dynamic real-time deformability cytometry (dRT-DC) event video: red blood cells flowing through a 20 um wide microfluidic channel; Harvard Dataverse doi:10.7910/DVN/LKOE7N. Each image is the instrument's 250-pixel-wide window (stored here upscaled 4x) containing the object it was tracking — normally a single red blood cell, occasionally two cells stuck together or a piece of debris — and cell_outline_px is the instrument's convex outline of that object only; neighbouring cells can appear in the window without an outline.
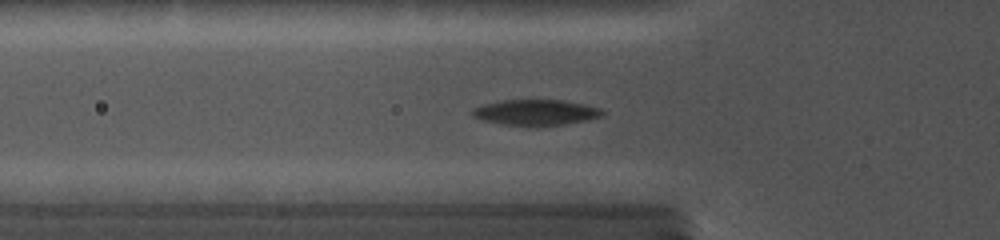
{"species": "common noctule bat (a hibernating species)", "species_latin": "Nyctalus noctula", "temperature_condition": "cold", "stored_images_in_passage": 39, "camera_frame_rate_fps": 5000, "um_per_image_px": 0.085, "animal": {"sex": "female", "body_mass_g": 19.0, "forearm_length_mm": 56.7}, "frame": {"image": 1, "passage_image": 13, "time_ms": 5.4, "image_size_px": [1000, 240], "cell_outline_px": [[604, 116], [588, 120], [564, 124], [536, 128], [500, 124], [484, 120], [472, 116], [472, 112], [476, 108], [484, 104], [504, 100], [560, 100], [584, 104], [600, 108], [604, 112]], "centroid_in_image_um": [45.58, 9.59], "position_along_channel_um": 80.2, "area_um2": 19.77}}
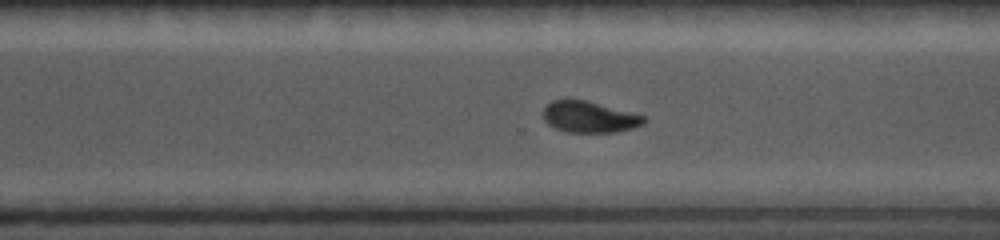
{"frame": {"image": 2, "passage_image": 28, "time_ms": 11.6, "image_size_px": [1000, 240], "cell_outline_px": [[644, 124], [632, 128], [616, 132], [568, 132], [556, 128], [548, 124], [544, 120], [544, 108], [552, 100], [584, 100], [644, 116]], "centroid_in_image_um": [50.06, 9.95], "position_along_channel_um": 320.5, "area_um2": 17.86}}
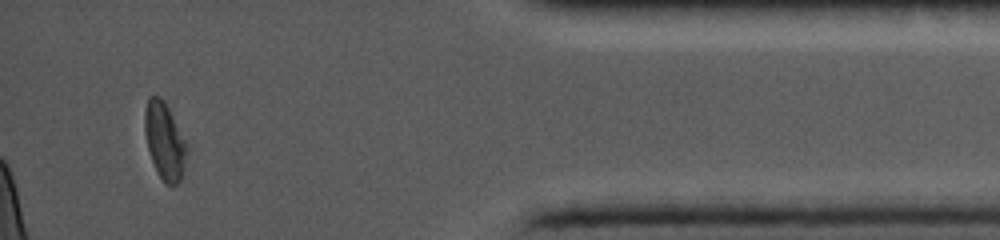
{"frame": {"image": 3, "passage_image": 37, "time_ms": 15.0, "image_size_px": [1000, 240], "cell_outline_px": [[188, 152], [184, 172], [180, 180], [176, 184], [164, 184], [152, 160], [148, 148], [144, 132], [144, 112], [148, 96], [160, 96], [164, 100], [188, 144]], "centroid_in_image_um": [14.01, 11.97], "position_along_channel_um": 421.2, "area_um2": 19.07}}